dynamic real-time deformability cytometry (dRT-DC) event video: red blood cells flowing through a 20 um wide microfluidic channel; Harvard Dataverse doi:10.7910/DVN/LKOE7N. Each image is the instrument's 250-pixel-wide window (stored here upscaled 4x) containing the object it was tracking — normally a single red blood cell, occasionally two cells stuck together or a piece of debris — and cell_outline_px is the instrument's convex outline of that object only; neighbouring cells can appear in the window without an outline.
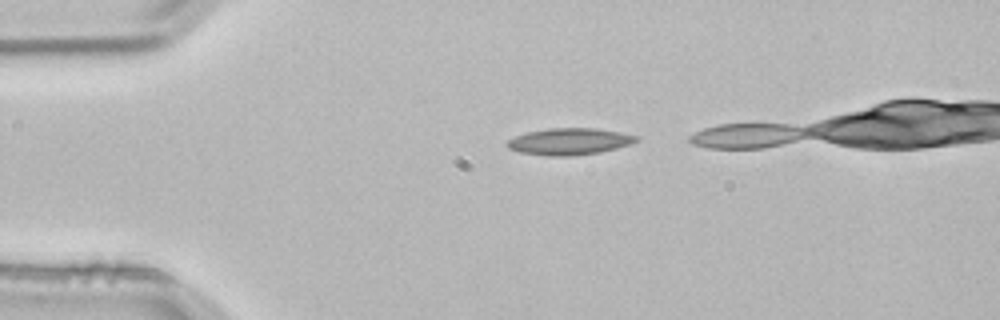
{"species": "common noctule bat (a hibernating species)", "species_latin": "Nyctalus noctula", "temperature_condition": "room temperature", "stored_images_in_passage": 3, "camera_frame_rate_fps": 3000, "um_per_image_px": 0.085, "animal": {"sex": "male", "body_mass_g": 21.5, "forearm_length_mm": 52.0}, "frame": {"image": 1, "passage_image": 1, "time_ms": 0.0, "image_size_px": [1000, 320], "cell_outline_px": [[640, 140], [616, 148], [600, 152], [568, 156], [548, 156], [520, 152], [508, 148], [504, 144], [508, 140], [516, 136], [528, 132], [548, 128], [596, 128], [620, 132], [636, 136]], "centroid_in_image_um": [48.37, 12.02], "position_along_channel_um": 36.6, "area_um2": 19.94}}